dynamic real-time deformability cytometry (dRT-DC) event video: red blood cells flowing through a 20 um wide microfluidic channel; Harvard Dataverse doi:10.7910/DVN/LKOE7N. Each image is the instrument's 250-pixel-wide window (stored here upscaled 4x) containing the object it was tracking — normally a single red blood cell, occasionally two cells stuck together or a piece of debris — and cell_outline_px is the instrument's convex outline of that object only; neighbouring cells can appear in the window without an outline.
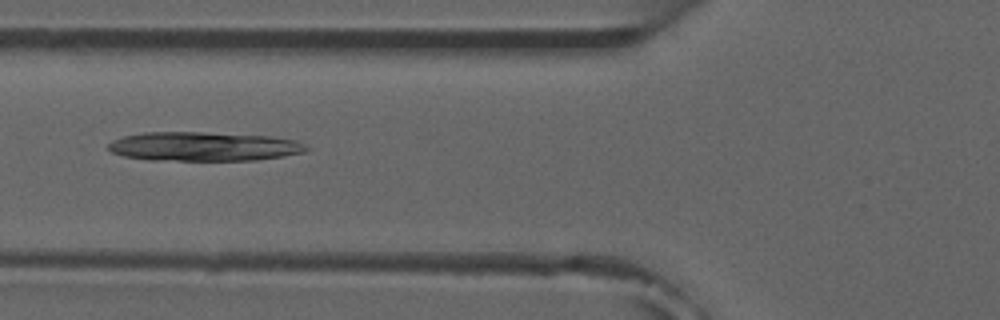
{"species": "common noctule bat (a hibernating species)", "species_latin": "Nyctalus noctula", "temperature_condition": "room temperature", "stored_images_in_passage": 9, "camera_frame_rate_fps": 3000, "um_per_image_px": 0.085, "animal": {"sex": "male", "forearm_length_mm": 52.5}, "frame": {"image": 1, "passage_image": 6, "time_ms": 6.0, "image_size_px": [1000, 320], "cell_outline_px": [[312, 148], [304, 152], [284, 156], [256, 160], [148, 160], [124, 156], [112, 152], [108, 148], [108, 144], [112, 140], [124, 136], [144, 132], [200, 132], [268, 136], [296, 140]], "centroid_in_image_um": [17.32, 12.45], "position_along_channel_um": 108.5, "area_um2": 33.58}}
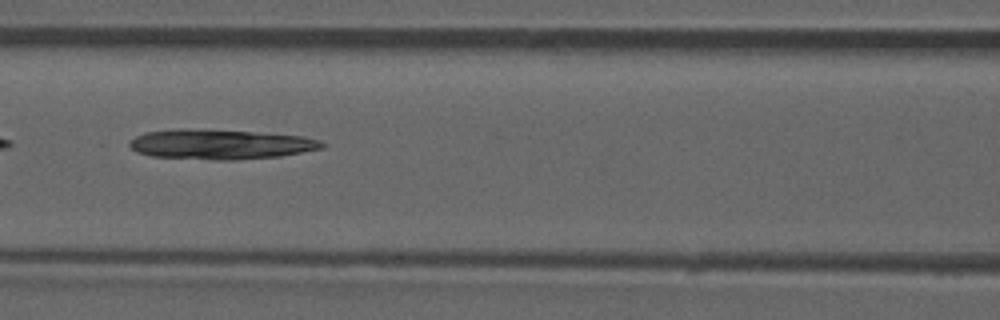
{"frame": {"image": 2, "passage_image": 7, "time_ms": 7.0, "image_size_px": [1000, 320], "cell_outline_px": [[324, 148], [280, 156], [236, 160], [212, 160], [152, 156], [136, 152], [128, 144], [128, 140], [144, 132], [176, 128], [184, 128], [252, 132], [300, 136], [320, 140], [324, 144]], "centroid_in_image_um": [18.67, 12.27], "position_along_channel_um": 147.9, "area_um2": 33.58}}